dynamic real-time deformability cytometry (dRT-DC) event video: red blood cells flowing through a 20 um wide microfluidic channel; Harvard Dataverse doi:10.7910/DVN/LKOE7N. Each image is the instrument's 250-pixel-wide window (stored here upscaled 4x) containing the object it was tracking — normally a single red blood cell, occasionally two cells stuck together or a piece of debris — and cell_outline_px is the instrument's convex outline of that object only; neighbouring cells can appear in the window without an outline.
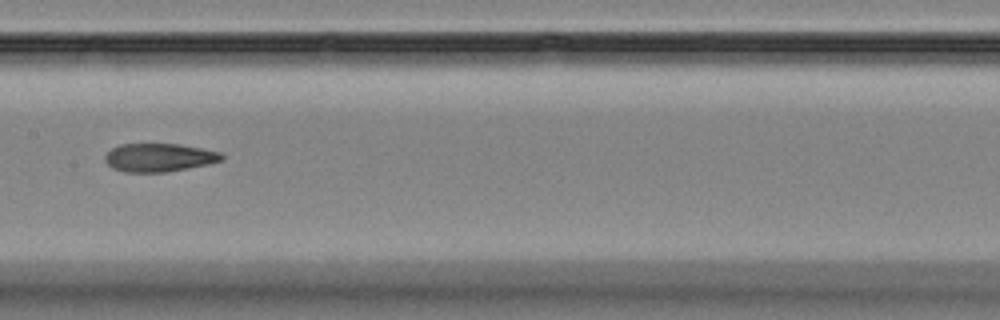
{"species": "Egyptian fruit bat (a non-hibernating species)", "species_latin": "Rousettus aegyptiacus", "temperature_condition": "room temperature", "stored_images_in_passage": 11, "camera_frame_rate_fps": 3000, "um_per_image_px": 0.085, "animal": {"sex": "female"}, "frame": {"image": 1, "passage_image": 8, "time_ms": 9.0, "image_size_px": [1000, 320], "cell_outline_px": [[224, 160], [208, 164], [164, 172], [124, 172], [112, 168], [104, 160], [104, 156], [112, 148], [120, 144], [180, 144], [220, 152], [224, 156]], "centroid_in_image_um": [13.51, 13.39], "position_along_channel_um": 193.9, "area_um2": 19.19}}
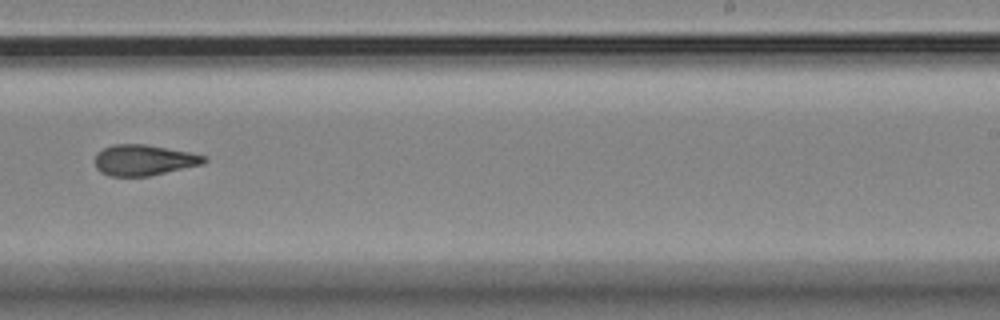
{"frame": {"image": 2, "passage_image": 10, "time_ms": 11.333, "image_size_px": [1000, 320], "cell_outline_px": [[208, 160], [204, 164], [148, 176], [108, 176], [100, 172], [96, 168], [96, 152], [112, 144], [148, 144], [192, 152], [208, 156]], "centroid_in_image_um": [12.27, 13.6], "position_along_channel_um": 276.7, "area_um2": 19.88}}
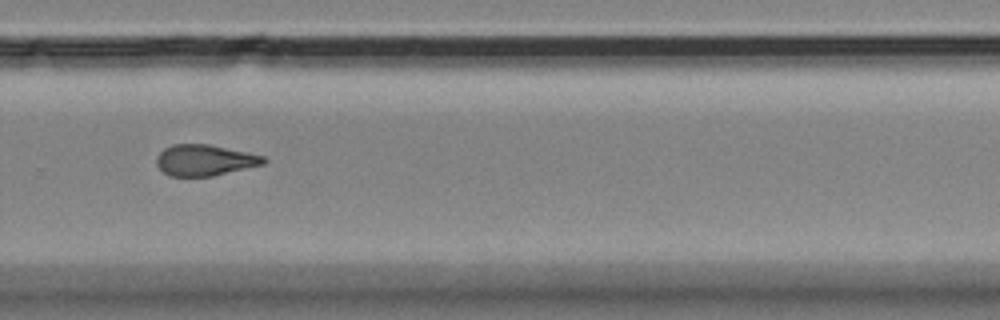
{"frame": {"image": 3, "passage_image": 11, "time_ms": 12.333, "image_size_px": [1000, 320], "cell_outline_px": [[268, 160], [264, 164], [212, 176], [168, 176], [156, 164], [156, 156], [164, 148], [172, 144], [208, 144], [264, 156]], "centroid_in_image_um": [17.38, 13.61], "position_along_channel_um": 312.4, "area_um2": 19.31}}